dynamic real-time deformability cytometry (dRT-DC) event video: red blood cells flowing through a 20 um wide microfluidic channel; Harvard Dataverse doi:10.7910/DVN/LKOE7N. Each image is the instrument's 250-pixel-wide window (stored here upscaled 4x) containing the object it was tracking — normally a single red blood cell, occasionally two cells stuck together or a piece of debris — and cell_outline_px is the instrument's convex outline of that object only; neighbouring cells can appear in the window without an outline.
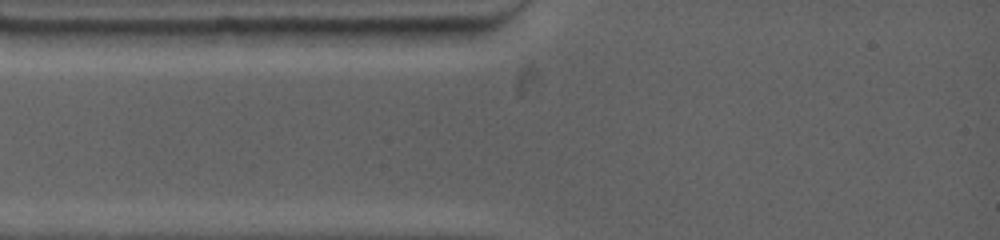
{"species": "common noctule bat (a hibernating species)", "species_latin": "Nyctalus noctula", "temperature_condition": "warm", "stored_images_in_passage": 2, "camera_frame_rate_fps": 4500, "um_per_image_px": 0.085, "animal": {"sex": "female", "body_mass_g": 19.0, "forearm_length_mm": 53.3}, "frame": {"image": 1, "passage_image": 1, "time_ms": 0.0, "image_size_px": [1000, 240], "cell_outline_px": [[484, 28], [472, 36], [456, 44], [360, 44], [340, 28]], "centroid_in_image_um": [34.9, 3.02], "position_along_channel_um": 50.1, "area_um2": 13.99}}